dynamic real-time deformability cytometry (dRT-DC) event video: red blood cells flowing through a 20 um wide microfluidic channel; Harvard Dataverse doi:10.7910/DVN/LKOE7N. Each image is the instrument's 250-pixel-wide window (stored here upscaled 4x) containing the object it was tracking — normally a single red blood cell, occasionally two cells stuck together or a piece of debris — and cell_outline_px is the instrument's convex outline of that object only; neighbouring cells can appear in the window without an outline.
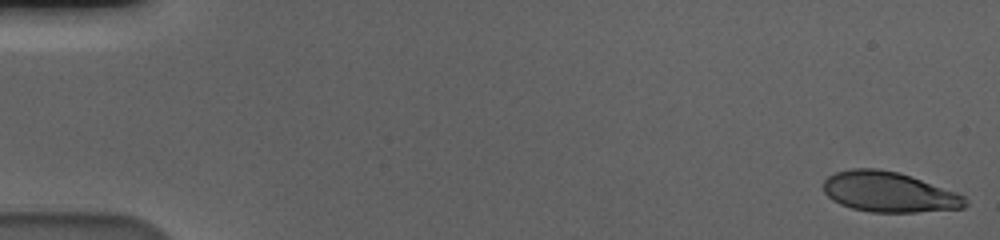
{"species": "human", "species_latin": "Homo sapiens", "temperature_condition": "cold", "stored_images_in_passage": 58, "camera_frame_rate_fps": 3000, "um_per_image_px": 0.085, "donor": {"sex": "male"}, "frame": {"image": 1, "passage_image": 1, "time_ms": 0.0, "image_size_px": [1000, 240], "cell_outline_px": [[968, 204], [964, 208], [916, 212], [872, 212], [852, 208], [840, 204], [832, 200], [824, 192], [824, 180], [828, 176], [836, 172], [852, 168], [880, 168], [900, 172], [956, 192], [964, 196], [968, 200]], "centroid_in_image_um": [75.57, 16.31], "position_along_channel_um": 9.4, "area_um2": 33.41}}
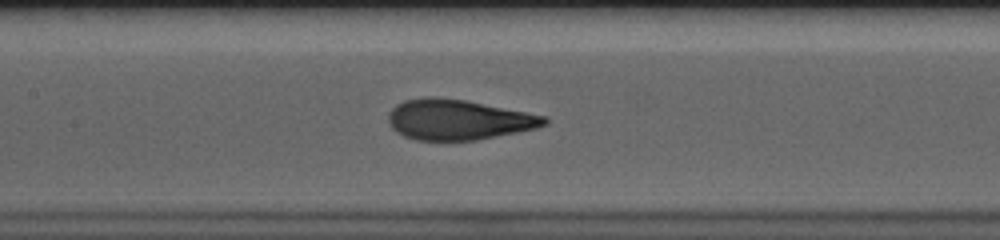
{"frame": {"image": 2, "passage_image": 28, "time_ms": 9.0, "image_size_px": [1000, 240], "cell_outline_px": [[548, 124], [536, 128], [476, 140], [416, 140], [404, 136], [396, 132], [392, 128], [388, 120], [388, 112], [396, 104], [404, 100], [432, 96], [464, 100], [548, 116]], "centroid_in_image_um": [38.94, 10.17], "position_along_channel_um": 168.5, "area_um2": 36.59}}
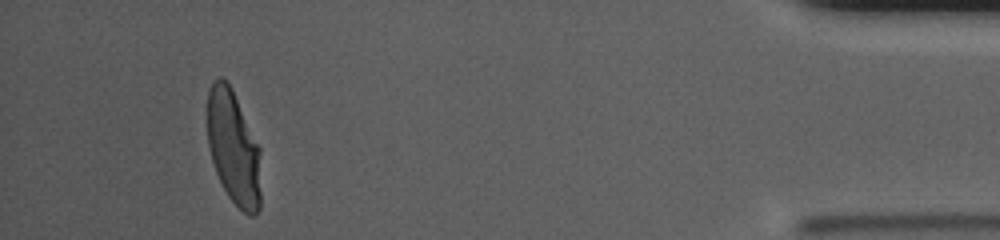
{"frame": {"image": 3, "passage_image": 54, "time_ms": 17.667, "image_size_px": [1000, 240], "cell_outline_px": [[260, 208], [252, 216], [248, 216], [228, 196], [216, 172], [212, 160], [208, 144], [208, 92], [212, 84], [220, 76], [228, 84], [260, 148]], "centroid_in_image_um": [19.85, 12.62], "position_along_channel_um": 415.3, "area_um2": 34.8}, "authors_computed_cell_mechanics": {"area_um2": 36.3851, "velocity_mm_per_s": 3.5775, "shape_relaxation_time_tau1_ms": 4.2044, "shape_relaxation_time_tau2_ms": null, "deformation_change_tau1": 0.1946, "deformation_change_tau2": null}}